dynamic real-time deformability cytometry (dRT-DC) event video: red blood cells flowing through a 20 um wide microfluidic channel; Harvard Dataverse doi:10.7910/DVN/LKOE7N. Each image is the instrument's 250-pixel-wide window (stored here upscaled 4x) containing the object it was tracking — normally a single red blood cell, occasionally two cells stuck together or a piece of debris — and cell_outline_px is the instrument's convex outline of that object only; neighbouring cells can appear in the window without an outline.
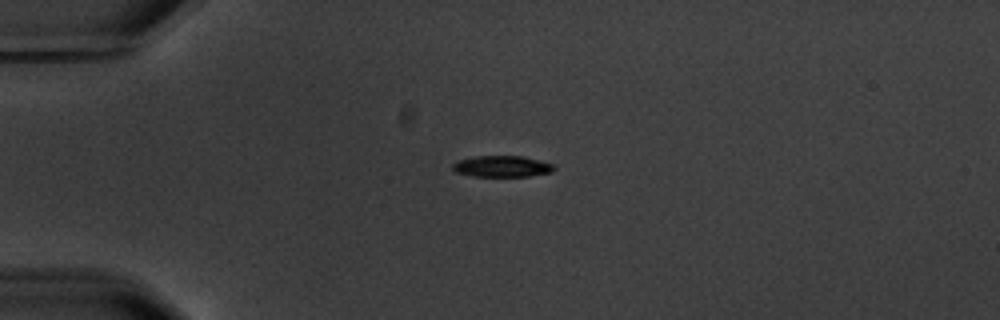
{"species": "common noctule bat (a hibernating species)", "species_latin": "Nyctalus noctula", "temperature_condition": "warm", "stored_images_in_passage": 1, "camera_frame_rate_fps": 3000, "um_per_image_px": 0.085, "animal": {"sex": "male", "body_mass_g": 20.1, "forearm_length_mm": 53.5}, "frame": {"image": 1, "passage_image": 1, "time_ms": 0.0, "image_size_px": [1000, 320], "cell_outline_px": [[556, 168], [552, 172], [528, 176], [472, 176], [456, 172], [452, 168], [452, 164], [456, 160], [476, 156], [524, 156], [556, 164]], "centroid_in_image_um": [42.7, 14.13], "position_along_channel_um": 42.3, "area_um2": 12.72}}